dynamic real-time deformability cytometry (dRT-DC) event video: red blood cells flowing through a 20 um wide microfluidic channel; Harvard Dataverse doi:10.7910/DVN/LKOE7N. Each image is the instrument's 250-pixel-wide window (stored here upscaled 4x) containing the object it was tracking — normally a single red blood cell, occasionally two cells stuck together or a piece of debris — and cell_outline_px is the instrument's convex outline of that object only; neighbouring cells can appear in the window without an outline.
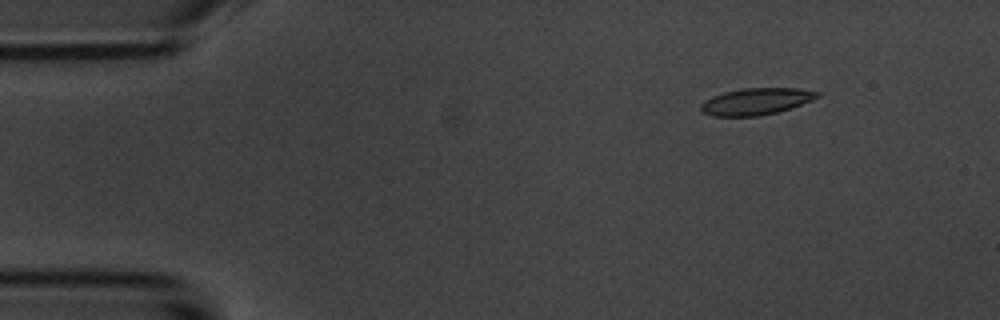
{"species": "common noctule bat (a hibernating species)", "species_latin": "Nyctalus noctula", "temperature_condition": "room temperature", "stored_images_in_passage": 7, "camera_frame_rate_fps": 3000, "um_per_image_px": 0.085, "animal": {"sex": "male", "body_mass_g": 20.1, "forearm_length_mm": 53.5}, "frame": {"image": 1, "passage_image": 2, "time_ms": 1.333, "image_size_px": [1000, 320], "cell_outline_px": [[820, 96], [812, 100], [792, 108], [776, 112], [756, 116], [712, 116], [704, 112], [700, 108], [700, 104], [704, 100], [712, 96], [724, 92], [744, 88], [800, 88], [820, 92]], "centroid_in_image_um": [64.28, 8.61], "position_along_channel_um": 20.7, "area_um2": 18.15}}
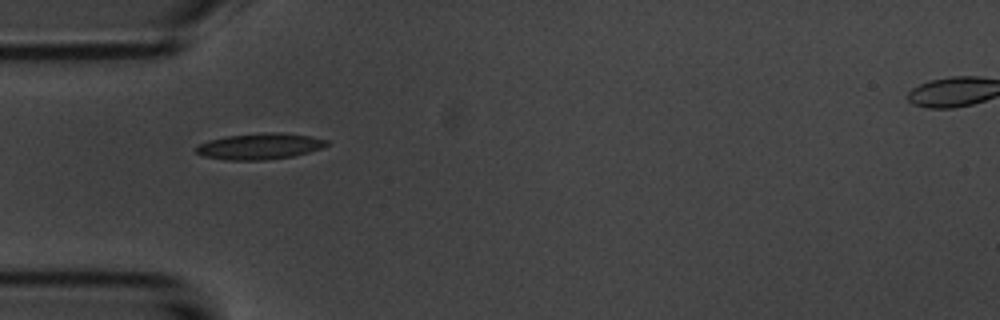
{"frame": {"image": 2, "passage_image": 5, "time_ms": 4.667, "image_size_px": [1000, 320], "cell_outline_px": [[332, 144], [308, 152], [292, 156], [264, 160], [224, 160], [204, 156], [196, 152], [196, 148], [200, 144], [208, 140], [228, 136], [264, 132], [280, 132], [312, 136], [328, 140]], "centroid_in_image_um": [22.12, 12.43], "position_along_channel_um": 62.9, "area_um2": 19.88}}
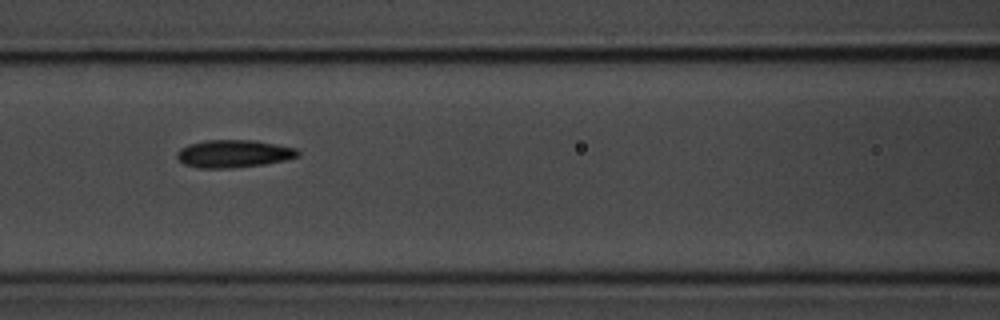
{"frame": {"image": 3, "passage_image": 7, "time_ms": 7.0, "image_size_px": [1000, 320], "cell_outline_px": [[300, 156], [284, 160], [264, 164], [232, 168], [196, 168], [184, 164], [176, 156], [176, 152], [180, 148], [188, 144], [204, 140], [252, 140], [296, 148], [300, 152]], "centroid_in_image_um": [19.83, 13.06], "position_along_channel_um": 146.8, "area_um2": 19.54}}